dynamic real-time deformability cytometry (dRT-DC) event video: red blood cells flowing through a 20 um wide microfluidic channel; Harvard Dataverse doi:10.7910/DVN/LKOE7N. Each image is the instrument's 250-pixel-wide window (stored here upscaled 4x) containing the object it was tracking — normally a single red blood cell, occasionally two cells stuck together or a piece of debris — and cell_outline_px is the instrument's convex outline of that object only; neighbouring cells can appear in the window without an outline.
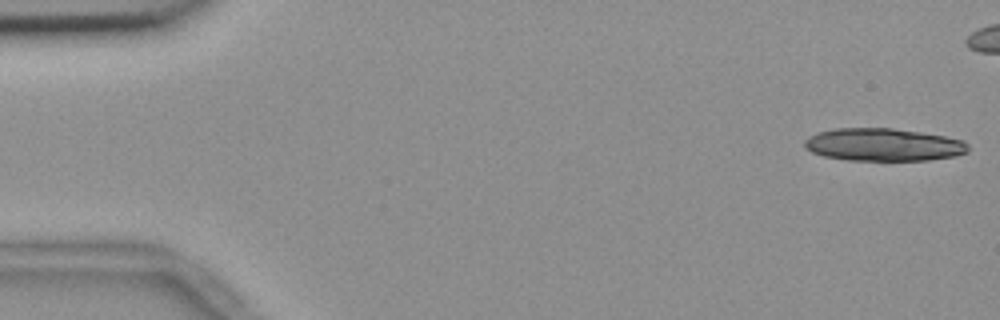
{"species": "common noctule bat (a hibernating species)", "species_latin": "Nyctalus noctula", "temperature_condition": "room temperature", "stored_images_in_passage": 15, "camera_frame_rate_fps": 3000, "um_per_image_px": 0.085, "animal": {"sex": "female", "body_mass_g": 18.4}, "frame": {"image": 1, "passage_image": 1, "time_ms": 0.0, "image_size_px": [1000, 320], "cell_outline_px": [[968, 152], [956, 156], [928, 160], [848, 160], [824, 156], [812, 152], [804, 148], [804, 140], [808, 136], [816, 132], [832, 128], [892, 128], [920, 132], [944, 136], [964, 140], [968, 144]], "centroid_in_image_um": [75.06, 12.29], "position_along_channel_um": 9.9, "area_um2": 31.39}}